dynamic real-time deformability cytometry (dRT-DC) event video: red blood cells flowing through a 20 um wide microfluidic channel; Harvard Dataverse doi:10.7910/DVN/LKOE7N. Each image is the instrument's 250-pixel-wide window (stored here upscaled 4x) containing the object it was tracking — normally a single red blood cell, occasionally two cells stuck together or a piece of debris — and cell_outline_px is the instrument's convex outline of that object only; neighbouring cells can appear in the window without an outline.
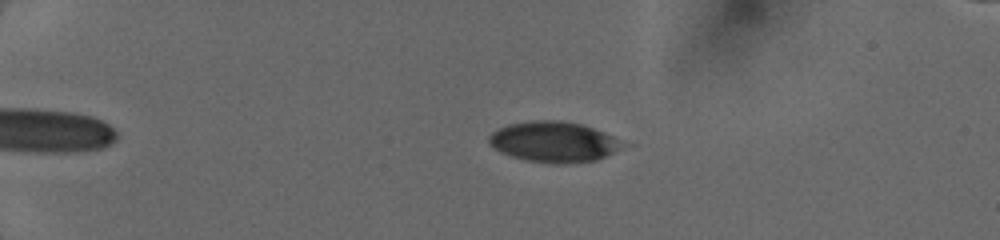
{"species": "human", "species_latin": "Homo sapiens", "temperature_condition": "cold", "stored_images_in_passage": 16, "camera_frame_rate_fps": 3000, "um_per_image_px": 0.085, "donor": {"sex": "female"}, "frame": {"image": 1, "passage_image": 4, "time_ms": 1.0, "image_size_px": [1000, 240], "cell_outline_px": [[624, 144], [612, 152], [596, 160], [568, 164], [548, 164], [524, 160], [500, 152], [492, 148], [488, 144], [488, 136], [496, 128], [508, 124], [532, 120], [560, 120], [580, 124], [592, 128], [612, 136]], "centroid_in_image_um": [46.96, 12.06], "position_along_channel_um": 38.0, "area_um2": 31.62}}
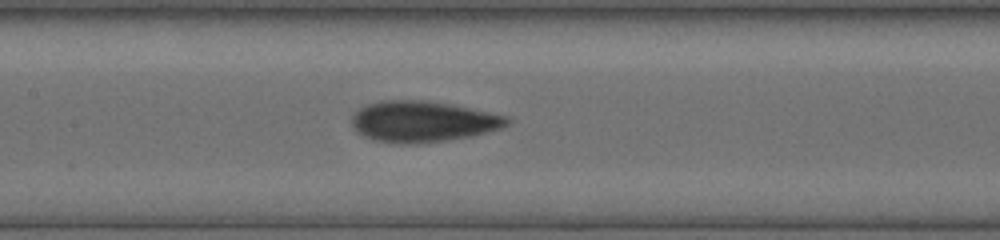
{"frame": {"image": 2, "passage_image": 13, "time_ms": 6.0, "image_size_px": [1000, 240], "cell_outline_px": [[512, 120], [504, 128], [472, 136], [416, 144], [396, 144], [372, 140], [364, 136], [352, 128], [352, 116], [360, 108], [368, 104], [380, 100], [428, 100], [452, 104], [508, 116]], "centroid_in_image_um": [35.95, 10.33], "position_along_channel_um": 171.5, "area_um2": 37.45}}
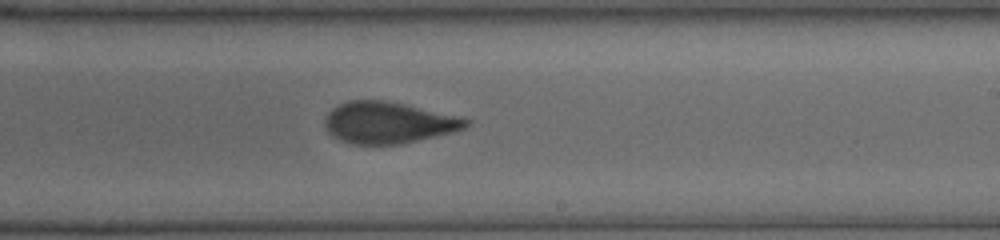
{"frame": {"image": 3, "passage_image": 16, "time_ms": 8.0, "image_size_px": [1000, 240], "cell_outline_px": [[472, 124], [464, 128], [452, 132], [436, 136], [400, 144], [352, 144], [340, 140], [332, 136], [328, 132], [324, 124], [324, 120], [328, 112], [336, 104], [348, 100], [384, 100], [404, 104], [460, 116], [472, 120]], "centroid_in_image_um": [33.0, 10.41], "position_along_channel_um": 256.0, "area_um2": 34.33}}